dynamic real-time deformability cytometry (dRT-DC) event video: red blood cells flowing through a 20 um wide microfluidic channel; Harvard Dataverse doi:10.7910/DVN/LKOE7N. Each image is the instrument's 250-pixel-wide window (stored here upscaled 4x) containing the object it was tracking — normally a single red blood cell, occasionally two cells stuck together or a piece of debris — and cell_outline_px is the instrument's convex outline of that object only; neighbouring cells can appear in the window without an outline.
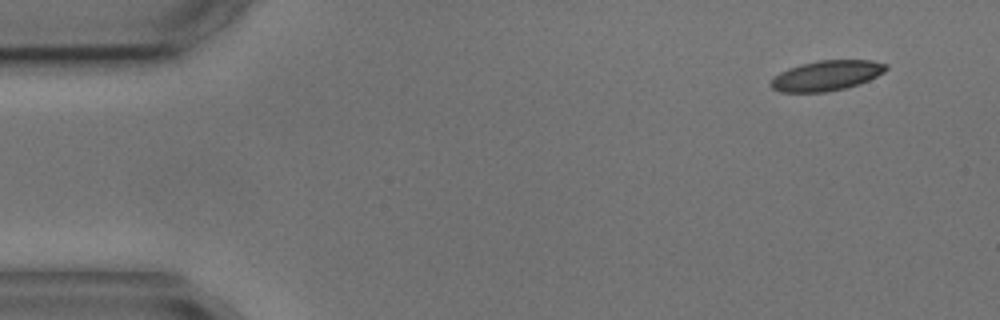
{"species": "common noctule bat (a hibernating species)", "species_latin": "Nyctalus noctula", "temperature_condition": "cold", "stored_images_in_passage": 4, "camera_frame_rate_fps": 3000, "um_per_image_px": 0.085, "animal": {"sex": "male", "body_mass_g": 17.9, "forearm_length_mm": 54.2}, "frame": {"image": 1, "passage_image": 1, "time_ms": 0.0, "image_size_px": [1000, 320], "cell_outline_px": [[888, 68], [884, 72], [868, 80], [844, 88], [828, 92], [780, 92], [772, 88], [772, 80], [780, 72], [788, 68], [820, 60], [872, 60], [888, 64]], "centroid_in_image_um": [70.28, 6.42], "position_along_channel_um": 14.7, "area_um2": 19.94}}
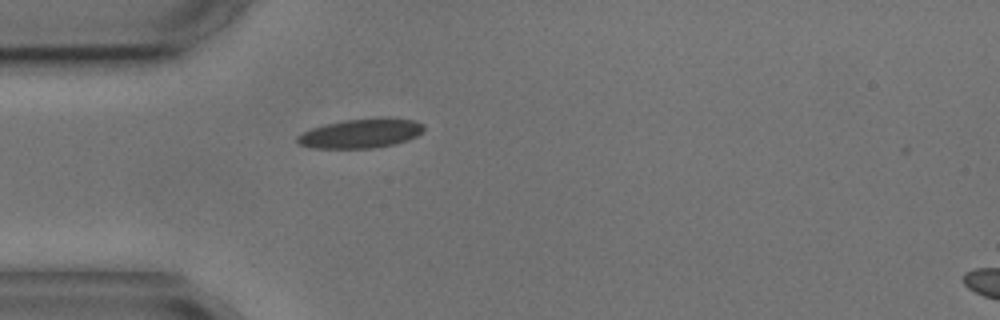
{"frame": {"image": 2, "passage_image": 4, "time_ms": 3.667, "image_size_px": [1000, 320], "cell_outline_px": [[424, 132], [408, 140], [392, 144], [372, 148], [312, 148], [300, 144], [296, 140], [296, 136], [312, 128], [324, 124], [344, 120], [388, 116], [412, 120], [424, 124]], "centroid_in_image_um": [30.7, 11.32], "position_along_channel_um": 54.3, "area_um2": 21.79}}